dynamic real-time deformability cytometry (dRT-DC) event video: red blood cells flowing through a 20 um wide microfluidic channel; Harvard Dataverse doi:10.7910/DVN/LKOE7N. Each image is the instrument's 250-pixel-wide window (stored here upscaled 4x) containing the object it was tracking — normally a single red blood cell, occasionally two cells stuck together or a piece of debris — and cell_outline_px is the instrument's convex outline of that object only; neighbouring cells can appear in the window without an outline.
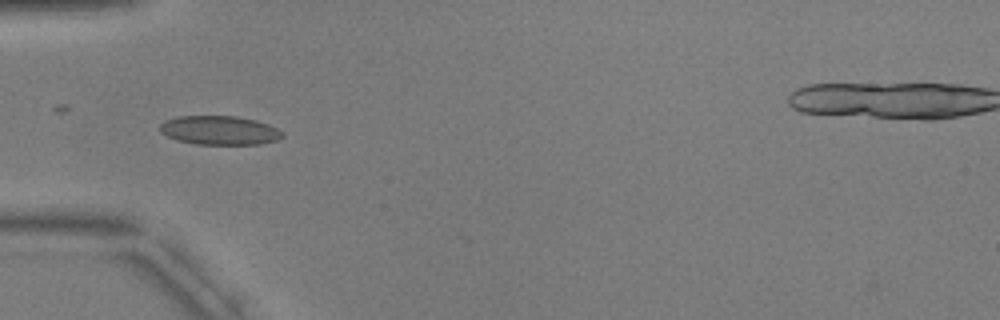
{"species": "common noctule bat (a hibernating species)", "species_latin": "Nyctalus noctula", "temperature_condition": "warm", "stored_images_in_passage": 6, "camera_frame_rate_fps": 3000, "um_per_image_px": 0.085, "animal": {"sex": "male", "body_mass_g": 17.9, "forearm_length_mm": 54.2}, "frame": {"image": 1, "passage_image": 4, "time_ms": 3.667, "image_size_px": [1000, 320], "cell_outline_px": [[284, 136], [280, 140], [260, 144], [196, 144], [176, 140], [160, 132], [160, 124], [164, 120], [180, 116], [236, 116], [256, 120], [268, 124], [284, 132]], "centroid_in_image_um": [18.68, 11.08], "position_along_channel_um": 66.3, "area_um2": 20.81}}
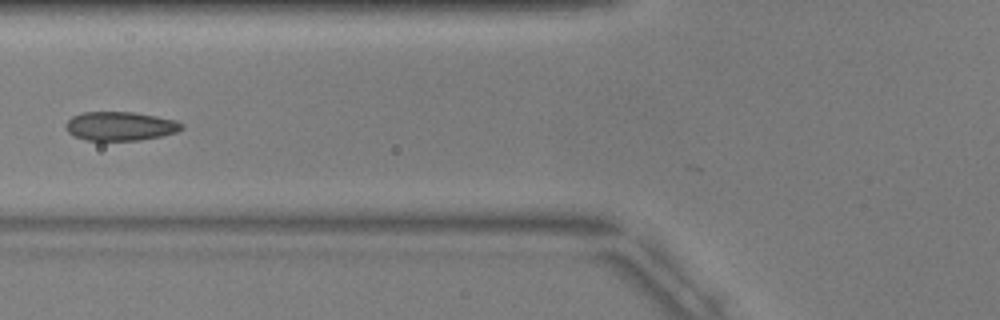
{"frame": {"image": 2, "passage_image": 5, "time_ms": 5.0, "image_size_px": [1000, 320], "cell_outline_px": [[184, 128], [176, 132], [160, 136], [140, 140], [84, 140], [68, 132], [64, 124], [72, 116], [80, 112], [132, 112], [156, 116], [176, 120], [184, 124]], "centroid_in_image_um": [10.21, 10.71], "position_along_channel_um": 115.6, "area_um2": 19.54}}